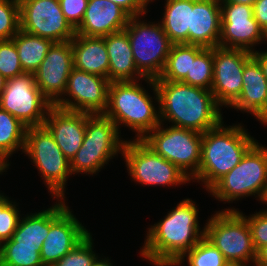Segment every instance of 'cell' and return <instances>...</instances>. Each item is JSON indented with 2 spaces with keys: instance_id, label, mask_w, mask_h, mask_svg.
Wrapping results in <instances>:
<instances>
[{
  "instance_id": "1",
  "label": "cell",
  "mask_w": 267,
  "mask_h": 266,
  "mask_svg": "<svg viewBox=\"0 0 267 266\" xmlns=\"http://www.w3.org/2000/svg\"><path fill=\"white\" fill-rule=\"evenodd\" d=\"M155 93L159 105L160 123L165 120L176 127L204 133L223 120L221 107L211 90L182 82L146 80ZM163 121V122H162Z\"/></svg>"
},
{
  "instance_id": "2",
  "label": "cell",
  "mask_w": 267,
  "mask_h": 266,
  "mask_svg": "<svg viewBox=\"0 0 267 266\" xmlns=\"http://www.w3.org/2000/svg\"><path fill=\"white\" fill-rule=\"evenodd\" d=\"M198 224V209L194 201H180L163 220L149 228L140 251L142 257L156 266H172L205 237V227L200 231Z\"/></svg>"
},
{
  "instance_id": "3",
  "label": "cell",
  "mask_w": 267,
  "mask_h": 266,
  "mask_svg": "<svg viewBox=\"0 0 267 266\" xmlns=\"http://www.w3.org/2000/svg\"><path fill=\"white\" fill-rule=\"evenodd\" d=\"M255 143L256 140L240 124L224 127L221 122L202 133L201 161L198 173L192 179L202 181L209 191Z\"/></svg>"
},
{
  "instance_id": "4",
  "label": "cell",
  "mask_w": 267,
  "mask_h": 266,
  "mask_svg": "<svg viewBox=\"0 0 267 266\" xmlns=\"http://www.w3.org/2000/svg\"><path fill=\"white\" fill-rule=\"evenodd\" d=\"M152 97L137 81L110 82L108 104L103 115L119 124L130 127L142 140L160 125L159 111L153 106Z\"/></svg>"
},
{
  "instance_id": "5",
  "label": "cell",
  "mask_w": 267,
  "mask_h": 266,
  "mask_svg": "<svg viewBox=\"0 0 267 266\" xmlns=\"http://www.w3.org/2000/svg\"><path fill=\"white\" fill-rule=\"evenodd\" d=\"M116 124L103 114H88L83 143L70 161L71 173L95 174L120 151L125 141L119 138ZM120 139V140H119Z\"/></svg>"
},
{
  "instance_id": "6",
  "label": "cell",
  "mask_w": 267,
  "mask_h": 266,
  "mask_svg": "<svg viewBox=\"0 0 267 266\" xmlns=\"http://www.w3.org/2000/svg\"><path fill=\"white\" fill-rule=\"evenodd\" d=\"M267 185V148L258 141L245 153L241 161L209 192L219 201H235L257 194L261 200Z\"/></svg>"
},
{
  "instance_id": "7",
  "label": "cell",
  "mask_w": 267,
  "mask_h": 266,
  "mask_svg": "<svg viewBox=\"0 0 267 266\" xmlns=\"http://www.w3.org/2000/svg\"><path fill=\"white\" fill-rule=\"evenodd\" d=\"M23 152L33 160L53 197L65 199L66 181L72 175L70 161L44 125L27 128Z\"/></svg>"
},
{
  "instance_id": "8",
  "label": "cell",
  "mask_w": 267,
  "mask_h": 266,
  "mask_svg": "<svg viewBox=\"0 0 267 266\" xmlns=\"http://www.w3.org/2000/svg\"><path fill=\"white\" fill-rule=\"evenodd\" d=\"M205 238L220 250L226 261L255 263L256 250L248 222L235 208L212 216L205 226Z\"/></svg>"
},
{
  "instance_id": "9",
  "label": "cell",
  "mask_w": 267,
  "mask_h": 266,
  "mask_svg": "<svg viewBox=\"0 0 267 266\" xmlns=\"http://www.w3.org/2000/svg\"><path fill=\"white\" fill-rule=\"evenodd\" d=\"M139 16L129 18L125 27L138 72L148 79H158L167 62L172 43L160 23L147 24Z\"/></svg>"
},
{
  "instance_id": "10",
  "label": "cell",
  "mask_w": 267,
  "mask_h": 266,
  "mask_svg": "<svg viewBox=\"0 0 267 266\" xmlns=\"http://www.w3.org/2000/svg\"><path fill=\"white\" fill-rule=\"evenodd\" d=\"M161 125L164 124L160 123L142 141L192 179L201 161L202 133L173 125L164 129Z\"/></svg>"
},
{
  "instance_id": "11",
  "label": "cell",
  "mask_w": 267,
  "mask_h": 266,
  "mask_svg": "<svg viewBox=\"0 0 267 266\" xmlns=\"http://www.w3.org/2000/svg\"><path fill=\"white\" fill-rule=\"evenodd\" d=\"M122 156L134 181L142 185H180L191 179L176 165L156 154L142 140L125 141Z\"/></svg>"
},
{
  "instance_id": "12",
  "label": "cell",
  "mask_w": 267,
  "mask_h": 266,
  "mask_svg": "<svg viewBox=\"0 0 267 266\" xmlns=\"http://www.w3.org/2000/svg\"><path fill=\"white\" fill-rule=\"evenodd\" d=\"M52 106L36 85L34 73L7 79L0 95V108L27 127L42 126Z\"/></svg>"
},
{
  "instance_id": "13",
  "label": "cell",
  "mask_w": 267,
  "mask_h": 266,
  "mask_svg": "<svg viewBox=\"0 0 267 266\" xmlns=\"http://www.w3.org/2000/svg\"><path fill=\"white\" fill-rule=\"evenodd\" d=\"M19 6L21 30L54 43L70 41L76 35L59 0H19Z\"/></svg>"
},
{
  "instance_id": "14",
  "label": "cell",
  "mask_w": 267,
  "mask_h": 266,
  "mask_svg": "<svg viewBox=\"0 0 267 266\" xmlns=\"http://www.w3.org/2000/svg\"><path fill=\"white\" fill-rule=\"evenodd\" d=\"M61 200L50 207V229L40 249L44 266H53L90 233Z\"/></svg>"
},
{
  "instance_id": "15",
  "label": "cell",
  "mask_w": 267,
  "mask_h": 266,
  "mask_svg": "<svg viewBox=\"0 0 267 266\" xmlns=\"http://www.w3.org/2000/svg\"><path fill=\"white\" fill-rule=\"evenodd\" d=\"M110 81L108 78L91 74L75 67L72 68L64 96L54 106L88 114H103L108 104V91ZM64 98V99H63Z\"/></svg>"
},
{
  "instance_id": "16",
  "label": "cell",
  "mask_w": 267,
  "mask_h": 266,
  "mask_svg": "<svg viewBox=\"0 0 267 266\" xmlns=\"http://www.w3.org/2000/svg\"><path fill=\"white\" fill-rule=\"evenodd\" d=\"M251 58L252 52L244 49L213 48L211 92L221 107L230 106L240 96L244 66Z\"/></svg>"
},
{
  "instance_id": "17",
  "label": "cell",
  "mask_w": 267,
  "mask_h": 266,
  "mask_svg": "<svg viewBox=\"0 0 267 266\" xmlns=\"http://www.w3.org/2000/svg\"><path fill=\"white\" fill-rule=\"evenodd\" d=\"M220 4L221 34L219 47L253 52V46L265 39L264 30L254 18L253 6L235 3Z\"/></svg>"
},
{
  "instance_id": "18",
  "label": "cell",
  "mask_w": 267,
  "mask_h": 266,
  "mask_svg": "<svg viewBox=\"0 0 267 266\" xmlns=\"http://www.w3.org/2000/svg\"><path fill=\"white\" fill-rule=\"evenodd\" d=\"M73 68L71 40L53 43L34 72L36 85L54 105L64 94Z\"/></svg>"
},
{
  "instance_id": "19",
  "label": "cell",
  "mask_w": 267,
  "mask_h": 266,
  "mask_svg": "<svg viewBox=\"0 0 267 266\" xmlns=\"http://www.w3.org/2000/svg\"><path fill=\"white\" fill-rule=\"evenodd\" d=\"M87 113L52 106L44 126L52 134L65 157L71 161L81 147L86 131Z\"/></svg>"
},
{
  "instance_id": "20",
  "label": "cell",
  "mask_w": 267,
  "mask_h": 266,
  "mask_svg": "<svg viewBox=\"0 0 267 266\" xmlns=\"http://www.w3.org/2000/svg\"><path fill=\"white\" fill-rule=\"evenodd\" d=\"M131 16L110 0H88L82 22L76 34L104 37L125 29Z\"/></svg>"
},
{
  "instance_id": "21",
  "label": "cell",
  "mask_w": 267,
  "mask_h": 266,
  "mask_svg": "<svg viewBox=\"0 0 267 266\" xmlns=\"http://www.w3.org/2000/svg\"><path fill=\"white\" fill-rule=\"evenodd\" d=\"M221 34L220 0H193L188 44L205 48L219 46Z\"/></svg>"
},
{
  "instance_id": "22",
  "label": "cell",
  "mask_w": 267,
  "mask_h": 266,
  "mask_svg": "<svg viewBox=\"0 0 267 266\" xmlns=\"http://www.w3.org/2000/svg\"><path fill=\"white\" fill-rule=\"evenodd\" d=\"M103 38L109 57L108 80L110 82L138 81L139 78L146 80L137 70L129 36L125 30Z\"/></svg>"
},
{
  "instance_id": "23",
  "label": "cell",
  "mask_w": 267,
  "mask_h": 266,
  "mask_svg": "<svg viewBox=\"0 0 267 266\" xmlns=\"http://www.w3.org/2000/svg\"><path fill=\"white\" fill-rule=\"evenodd\" d=\"M73 67L108 78L109 57L103 37L76 34L72 40Z\"/></svg>"
},
{
  "instance_id": "24",
  "label": "cell",
  "mask_w": 267,
  "mask_h": 266,
  "mask_svg": "<svg viewBox=\"0 0 267 266\" xmlns=\"http://www.w3.org/2000/svg\"><path fill=\"white\" fill-rule=\"evenodd\" d=\"M242 86L240 96L230 107L252 113L256 117L267 102V78L253 57L244 66Z\"/></svg>"
},
{
  "instance_id": "25",
  "label": "cell",
  "mask_w": 267,
  "mask_h": 266,
  "mask_svg": "<svg viewBox=\"0 0 267 266\" xmlns=\"http://www.w3.org/2000/svg\"><path fill=\"white\" fill-rule=\"evenodd\" d=\"M193 0H166L161 26L172 44H188Z\"/></svg>"
},
{
  "instance_id": "26",
  "label": "cell",
  "mask_w": 267,
  "mask_h": 266,
  "mask_svg": "<svg viewBox=\"0 0 267 266\" xmlns=\"http://www.w3.org/2000/svg\"><path fill=\"white\" fill-rule=\"evenodd\" d=\"M12 40L16 45L19 61L25 73H34L38 69L54 43L21 29Z\"/></svg>"
},
{
  "instance_id": "27",
  "label": "cell",
  "mask_w": 267,
  "mask_h": 266,
  "mask_svg": "<svg viewBox=\"0 0 267 266\" xmlns=\"http://www.w3.org/2000/svg\"><path fill=\"white\" fill-rule=\"evenodd\" d=\"M0 266H44L40 248L33 241L6 240L1 243Z\"/></svg>"
},
{
  "instance_id": "28",
  "label": "cell",
  "mask_w": 267,
  "mask_h": 266,
  "mask_svg": "<svg viewBox=\"0 0 267 266\" xmlns=\"http://www.w3.org/2000/svg\"><path fill=\"white\" fill-rule=\"evenodd\" d=\"M182 83L211 90L213 83V48L191 44L190 73Z\"/></svg>"
},
{
  "instance_id": "29",
  "label": "cell",
  "mask_w": 267,
  "mask_h": 266,
  "mask_svg": "<svg viewBox=\"0 0 267 266\" xmlns=\"http://www.w3.org/2000/svg\"><path fill=\"white\" fill-rule=\"evenodd\" d=\"M27 126L0 108V152L9 158L18 148L24 151Z\"/></svg>"
},
{
  "instance_id": "30",
  "label": "cell",
  "mask_w": 267,
  "mask_h": 266,
  "mask_svg": "<svg viewBox=\"0 0 267 266\" xmlns=\"http://www.w3.org/2000/svg\"><path fill=\"white\" fill-rule=\"evenodd\" d=\"M21 219L11 240L33 241L41 249L50 229V208Z\"/></svg>"
},
{
  "instance_id": "31",
  "label": "cell",
  "mask_w": 267,
  "mask_h": 266,
  "mask_svg": "<svg viewBox=\"0 0 267 266\" xmlns=\"http://www.w3.org/2000/svg\"><path fill=\"white\" fill-rule=\"evenodd\" d=\"M191 67V44H172L165 68L154 81L182 82Z\"/></svg>"
},
{
  "instance_id": "32",
  "label": "cell",
  "mask_w": 267,
  "mask_h": 266,
  "mask_svg": "<svg viewBox=\"0 0 267 266\" xmlns=\"http://www.w3.org/2000/svg\"><path fill=\"white\" fill-rule=\"evenodd\" d=\"M187 257L189 266H223V254L208 239L203 237L191 250L185 252L172 266L183 263Z\"/></svg>"
},
{
  "instance_id": "33",
  "label": "cell",
  "mask_w": 267,
  "mask_h": 266,
  "mask_svg": "<svg viewBox=\"0 0 267 266\" xmlns=\"http://www.w3.org/2000/svg\"><path fill=\"white\" fill-rule=\"evenodd\" d=\"M19 31V0H0V40H10Z\"/></svg>"
},
{
  "instance_id": "34",
  "label": "cell",
  "mask_w": 267,
  "mask_h": 266,
  "mask_svg": "<svg viewBox=\"0 0 267 266\" xmlns=\"http://www.w3.org/2000/svg\"><path fill=\"white\" fill-rule=\"evenodd\" d=\"M92 241V235L89 233L53 266H92L98 258L93 251Z\"/></svg>"
},
{
  "instance_id": "35",
  "label": "cell",
  "mask_w": 267,
  "mask_h": 266,
  "mask_svg": "<svg viewBox=\"0 0 267 266\" xmlns=\"http://www.w3.org/2000/svg\"><path fill=\"white\" fill-rule=\"evenodd\" d=\"M16 202L0 193V242L11 239L20 221Z\"/></svg>"
},
{
  "instance_id": "36",
  "label": "cell",
  "mask_w": 267,
  "mask_h": 266,
  "mask_svg": "<svg viewBox=\"0 0 267 266\" xmlns=\"http://www.w3.org/2000/svg\"><path fill=\"white\" fill-rule=\"evenodd\" d=\"M0 73L6 79L25 73L19 61L16 45L12 39L0 40Z\"/></svg>"
},
{
  "instance_id": "37",
  "label": "cell",
  "mask_w": 267,
  "mask_h": 266,
  "mask_svg": "<svg viewBox=\"0 0 267 266\" xmlns=\"http://www.w3.org/2000/svg\"><path fill=\"white\" fill-rule=\"evenodd\" d=\"M252 242L255 250L267 245V209L265 211L256 212L247 218Z\"/></svg>"
},
{
  "instance_id": "38",
  "label": "cell",
  "mask_w": 267,
  "mask_h": 266,
  "mask_svg": "<svg viewBox=\"0 0 267 266\" xmlns=\"http://www.w3.org/2000/svg\"><path fill=\"white\" fill-rule=\"evenodd\" d=\"M59 3L65 18L76 30L82 22L88 0H59Z\"/></svg>"
},
{
  "instance_id": "39",
  "label": "cell",
  "mask_w": 267,
  "mask_h": 266,
  "mask_svg": "<svg viewBox=\"0 0 267 266\" xmlns=\"http://www.w3.org/2000/svg\"><path fill=\"white\" fill-rule=\"evenodd\" d=\"M119 5L131 17L144 15L146 13L149 0H110Z\"/></svg>"
},
{
  "instance_id": "40",
  "label": "cell",
  "mask_w": 267,
  "mask_h": 266,
  "mask_svg": "<svg viewBox=\"0 0 267 266\" xmlns=\"http://www.w3.org/2000/svg\"><path fill=\"white\" fill-rule=\"evenodd\" d=\"M253 15L259 26L267 32V0H257L253 5Z\"/></svg>"
},
{
  "instance_id": "41",
  "label": "cell",
  "mask_w": 267,
  "mask_h": 266,
  "mask_svg": "<svg viewBox=\"0 0 267 266\" xmlns=\"http://www.w3.org/2000/svg\"><path fill=\"white\" fill-rule=\"evenodd\" d=\"M252 57L259 63L264 76L267 78V51H253Z\"/></svg>"
},
{
  "instance_id": "42",
  "label": "cell",
  "mask_w": 267,
  "mask_h": 266,
  "mask_svg": "<svg viewBox=\"0 0 267 266\" xmlns=\"http://www.w3.org/2000/svg\"><path fill=\"white\" fill-rule=\"evenodd\" d=\"M256 266H267V245L260 247L256 251Z\"/></svg>"
},
{
  "instance_id": "43",
  "label": "cell",
  "mask_w": 267,
  "mask_h": 266,
  "mask_svg": "<svg viewBox=\"0 0 267 266\" xmlns=\"http://www.w3.org/2000/svg\"><path fill=\"white\" fill-rule=\"evenodd\" d=\"M257 0H220V3H235L253 6Z\"/></svg>"
},
{
  "instance_id": "44",
  "label": "cell",
  "mask_w": 267,
  "mask_h": 266,
  "mask_svg": "<svg viewBox=\"0 0 267 266\" xmlns=\"http://www.w3.org/2000/svg\"><path fill=\"white\" fill-rule=\"evenodd\" d=\"M262 123V125H267V102L264 106L263 110L256 116V119Z\"/></svg>"
},
{
  "instance_id": "45",
  "label": "cell",
  "mask_w": 267,
  "mask_h": 266,
  "mask_svg": "<svg viewBox=\"0 0 267 266\" xmlns=\"http://www.w3.org/2000/svg\"><path fill=\"white\" fill-rule=\"evenodd\" d=\"M7 159L5 156L0 152V174L2 172H5L4 170H7L9 164L7 163Z\"/></svg>"
},
{
  "instance_id": "46",
  "label": "cell",
  "mask_w": 267,
  "mask_h": 266,
  "mask_svg": "<svg viewBox=\"0 0 267 266\" xmlns=\"http://www.w3.org/2000/svg\"><path fill=\"white\" fill-rule=\"evenodd\" d=\"M92 266H112V265H111V263L107 257V259L105 258V259H101V260L97 258Z\"/></svg>"
},
{
  "instance_id": "47",
  "label": "cell",
  "mask_w": 267,
  "mask_h": 266,
  "mask_svg": "<svg viewBox=\"0 0 267 266\" xmlns=\"http://www.w3.org/2000/svg\"><path fill=\"white\" fill-rule=\"evenodd\" d=\"M223 266H246V264L237 261H226Z\"/></svg>"
},
{
  "instance_id": "48",
  "label": "cell",
  "mask_w": 267,
  "mask_h": 266,
  "mask_svg": "<svg viewBox=\"0 0 267 266\" xmlns=\"http://www.w3.org/2000/svg\"><path fill=\"white\" fill-rule=\"evenodd\" d=\"M6 80L7 79L5 77H3L1 75V73H0V95H1L3 89H4L5 85H6Z\"/></svg>"
},
{
  "instance_id": "49",
  "label": "cell",
  "mask_w": 267,
  "mask_h": 266,
  "mask_svg": "<svg viewBox=\"0 0 267 266\" xmlns=\"http://www.w3.org/2000/svg\"><path fill=\"white\" fill-rule=\"evenodd\" d=\"M261 202L265 203L267 205V185H266V188H265V191H264V194L260 200Z\"/></svg>"
},
{
  "instance_id": "50",
  "label": "cell",
  "mask_w": 267,
  "mask_h": 266,
  "mask_svg": "<svg viewBox=\"0 0 267 266\" xmlns=\"http://www.w3.org/2000/svg\"><path fill=\"white\" fill-rule=\"evenodd\" d=\"M267 40V32L265 33V41Z\"/></svg>"
}]
</instances>
